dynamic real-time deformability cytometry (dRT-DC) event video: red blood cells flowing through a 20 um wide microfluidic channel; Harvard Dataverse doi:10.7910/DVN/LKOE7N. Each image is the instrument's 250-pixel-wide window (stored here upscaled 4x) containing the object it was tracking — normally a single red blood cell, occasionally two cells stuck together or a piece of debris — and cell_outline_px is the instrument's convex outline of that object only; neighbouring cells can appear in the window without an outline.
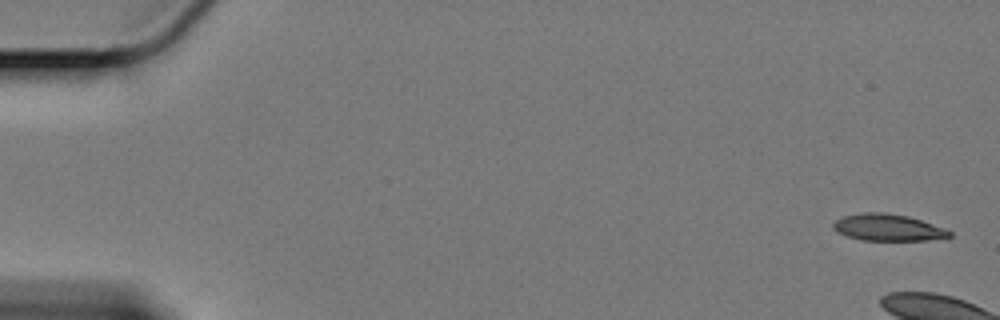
{"species": "Egyptian fruit bat (a non-hibernating species)", "species_latin": "Rousettus aegyptiacus", "temperature_condition": "cold", "stored_images_in_passage": 7, "camera_frame_rate_fps": 3000, "um_per_image_px": 0.085, "animal": {"sex": "female"}, "frame": {"image": 1, "passage_image": 1, "time_ms": 0.0, "image_size_px": [1000, 320], "cell_outline_px": [[952, 236], [928, 240], [860, 240], [836, 232], [832, 228], [832, 224], [836, 220], [844, 216], [864, 212], [884, 212], [908, 216], [944, 228], [952, 232]], "centroid_in_image_um": [75.44, 19.34], "position_along_channel_um": 9.6, "area_um2": 18.03}}